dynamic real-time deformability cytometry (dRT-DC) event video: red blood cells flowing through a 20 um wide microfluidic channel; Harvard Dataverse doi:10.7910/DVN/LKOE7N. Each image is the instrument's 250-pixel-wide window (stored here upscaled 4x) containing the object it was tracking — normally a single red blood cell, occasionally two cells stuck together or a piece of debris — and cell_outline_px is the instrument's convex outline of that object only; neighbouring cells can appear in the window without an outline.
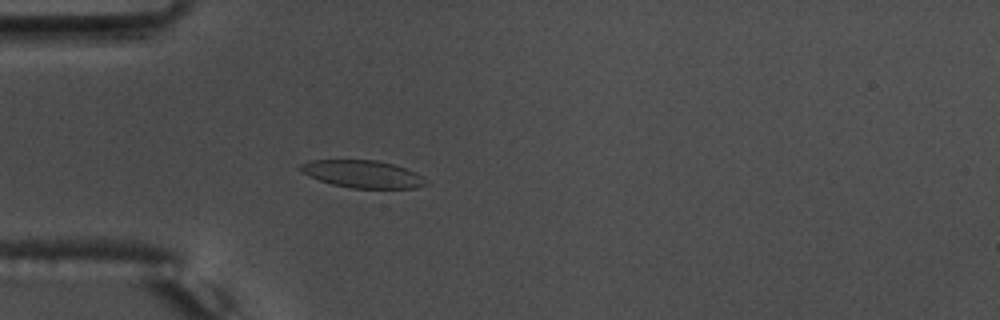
{"species": "common noctule bat (a hibernating species)", "species_latin": "Nyctalus noctula", "temperature_condition": "warm", "stored_images_in_passage": 56, "camera_frame_rate_fps": 3000, "um_per_image_px": 0.085, "animal": {"sex": "male", "body_mass_g": 17.5, "forearm_length_mm": 52.3}, "frame": {"image": 1, "passage_image": 17, "time_ms": 5.333, "image_size_px": [1000, 320], "cell_outline_px": [[428, 184], [416, 188], [352, 188], [332, 184], [308, 176], [300, 172], [296, 168], [300, 164], [312, 160], [376, 160], [392, 164], [416, 172], [424, 176]], "centroid_in_image_um": [30.8, 14.79], "position_along_channel_um": 54.2, "area_um2": 20.17}}
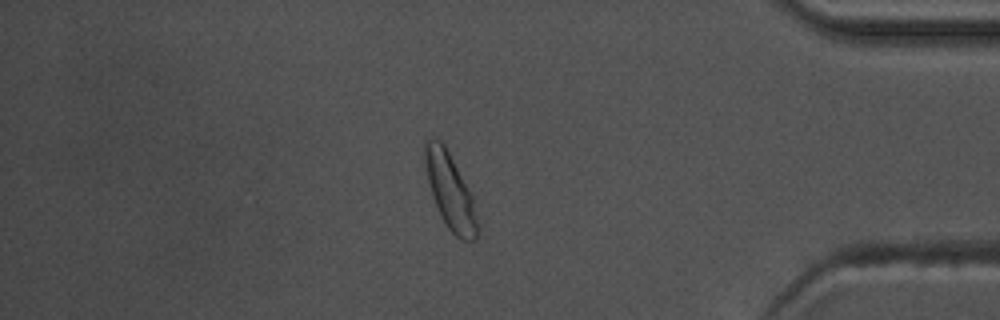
{"frame": {"image": 2, "passage_image": 48, "time_ms": 15.667, "image_size_px": [1000, 320], "cell_outline_px": [[480, 228], [476, 240], [464, 240], [456, 236], [448, 228], [440, 216], [432, 196], [428, 180], [424, 160], [424, 140], [432, 136], [440, 140], [444, 144], [472, 196]], "centroid_in_image_um": [38.26, 16.26], "position_along_channel_um": 396.9, "area_um2": 23.12}, "authors_computed_cell_mechanics": {"area_um2": 20.4901, "velocity_mm_per_s": 3.7093, "shape_relaxation_time_tau1_ms": 3.2725, "shape_relaxation_time_tau2_ms": 1.5426, "deformation_change_tau1": 0.1023, "deformation_change_tau2": 0.0524}}